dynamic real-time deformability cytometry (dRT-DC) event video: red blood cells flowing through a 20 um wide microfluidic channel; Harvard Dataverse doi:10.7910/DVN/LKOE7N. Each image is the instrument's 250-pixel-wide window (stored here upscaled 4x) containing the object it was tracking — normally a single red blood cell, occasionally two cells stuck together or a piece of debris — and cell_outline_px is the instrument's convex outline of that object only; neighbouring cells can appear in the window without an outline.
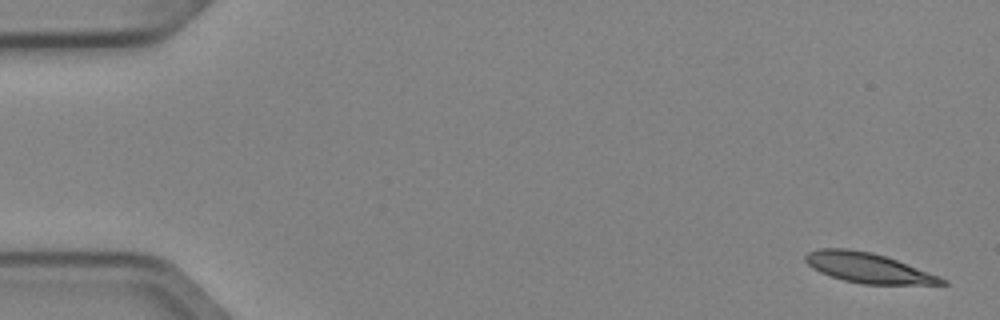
{"species": "Egyptian fruit bat (a non-hibernating species)", "species_latin": "Rousettus aegyptiacus", "temperature_condition": "cold", "stored_images_in_passage": 6, "camera_frame_rate_fps": 3000, "um_per_image_px": 0.085, "animal": {"sex": "female"}, "frame": {"image": 1, "passage_image": 1, "time_ms": 0.0, "image_size_px": [1000, 320], "cell_outline_px": [[948, 284], [864, 284], [844, 280], [820, 272], [812, 268], [804, 260], [804, 256], [808, 252], [820, 248], [848, 248], [872, 252], [896, 260], [940, 276], [948, 280]], "centroid_in_image_um": [73.77, 22.76], "position_along_channel_um": 11.2, "area_um2": 23.64}}
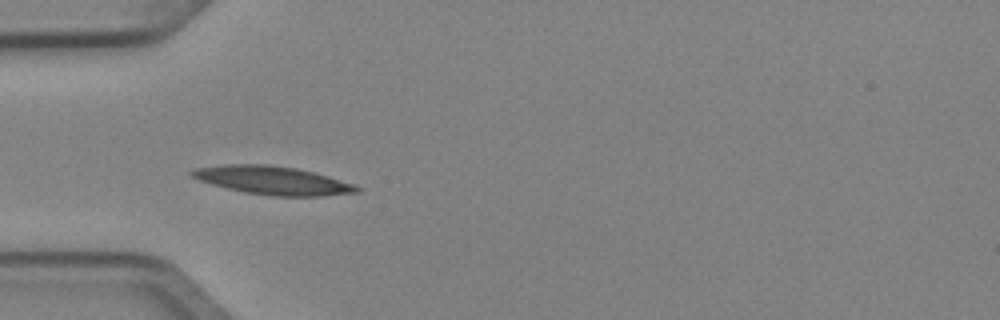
{"frame": {"image": 2, "passage_image": 5, "time_ms": 1.333, "image_size_px": [1000, 320], "cell_outline_px": [[360, 192], [324, 196], [272, 196], [244, 192], [212, 184], [200, 180], [192, 176], [188, 172], [196, 168], [220, 164], [264, 164], [296, 168], [328, 176], [356, 184], [360, 188]], "centroid_in_image_um": [23.2, 15.33], "position_along_channel_um": 61.8, "area_um2": 27.22}}
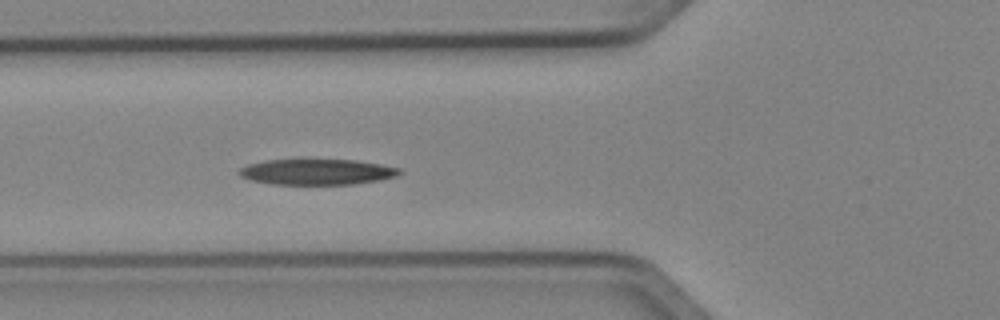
{"frame": {"image": 3, "passage_image": 6, "time_ms": 1.667, "image_size_px": [1000, 320], "cell_outline_px": [[404, 172], [396, 176], [380, 180], [352, 184], [272, 184], [248, 180], [240, 176], [236, 172], [240, 168], [248, 164], [264, 160], [352, 160], [380, 164], [400, 168]], "centroid_in_image_um": [26.91, 14.61], "position_along_channel_um": 98.9, "area_um2": 24.04}}